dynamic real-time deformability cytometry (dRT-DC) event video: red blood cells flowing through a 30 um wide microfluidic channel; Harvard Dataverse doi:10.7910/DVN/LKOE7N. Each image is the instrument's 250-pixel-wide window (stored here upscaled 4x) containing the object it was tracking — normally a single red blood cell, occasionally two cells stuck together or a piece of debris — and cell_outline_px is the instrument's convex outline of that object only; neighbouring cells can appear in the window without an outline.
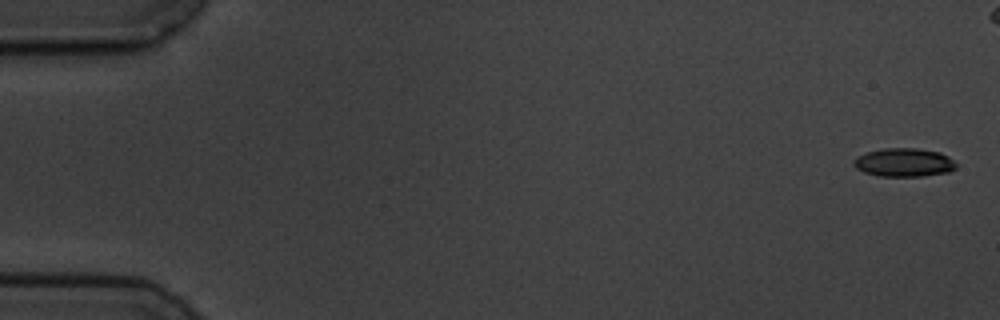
{"species": "common noctule bat (a hibernating species)", "species_latin": "Nyctalus noctula", "temperature_condition": "cold", "stored_images_in_passage": 6, "camera_frame_rate_fps": 3000, "um_per_image_px": 0.085, "animal": {"sex": "male", "body_mass_g": 19.5, "forearm_length_mm": 54.6}, "frame": {"image": 1, "passage_image": 1, "time_ms": 0.0, "image_size_px": [1000, 320], "cell_outline_px": [[956, 168], [948, 172], [924, 176], [880, 176], [864, 172], [856, 168], [852, 164], [852, 160], [856, 156], [864, 152], [884, 148], [916, 148], [940, 152], [948, 156], [956, 164]], "centroid_in_image_um": [76.79, 13.8], "position_along_channel_um": 8.2, "area_um2": 17.17}}